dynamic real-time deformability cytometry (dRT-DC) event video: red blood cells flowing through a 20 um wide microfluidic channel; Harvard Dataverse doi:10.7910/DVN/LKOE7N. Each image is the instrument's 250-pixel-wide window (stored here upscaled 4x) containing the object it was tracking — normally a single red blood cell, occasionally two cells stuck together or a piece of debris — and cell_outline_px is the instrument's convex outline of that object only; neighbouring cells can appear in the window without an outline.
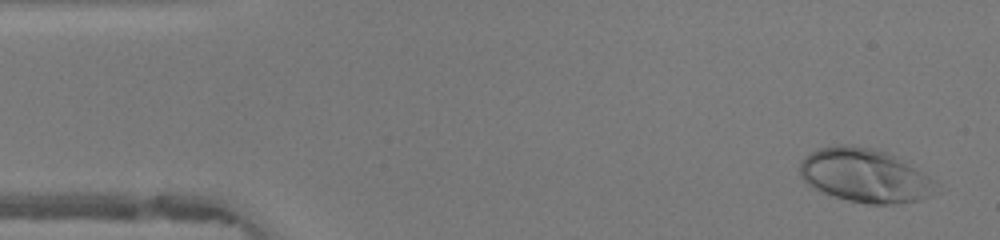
{"species": "human", "species_latin": "Homo sapiens", "temperature_condition": "warm", "stored_images_in_passage": 47, "camera_frame_rate_fps": 3000, "um_per_image_px": 0.085, "donor": {"sex": "female"}, "frame": {"image": 1, "passage_image": 2, "time_ms": 0.333, "image_size_px": [1000, 240], "cell_outline_px": [[932, 180], [928, 196], [916, 200], [896, 204], [868, 204], [848, 200], [812, 188], [800, 176], [800, 160], [804, 156], [816, 148], [836, 144], [852, 144], [872, 148], [888, 152], [896, 156], [928, 176]], "centroid_in_image_um": [73.4, 14.88], "position_along_channel_um": 11.6, "area_um2": 42.14}}
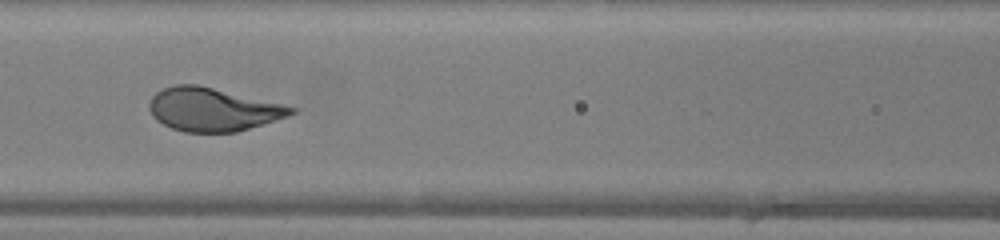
{"frame": {"image": 2, "passage_image": 20, "time_ms": 6.333, "image_size_px": [1000, 240], "cell_outline_px": [[296, 112], [288, 116], [236, 132], [184, 132], [172, 128], [156, 120], [152, 116], [148, 108], [148, 104], [152, 96], [156, 92], [164, 88], [176, 84], [196, 84], [280, 104], [296, 108]], "centroid_in_image_um": [18.02, 9.31], "position_along_channel_um": 148.6, "area_um2": 35.32}}
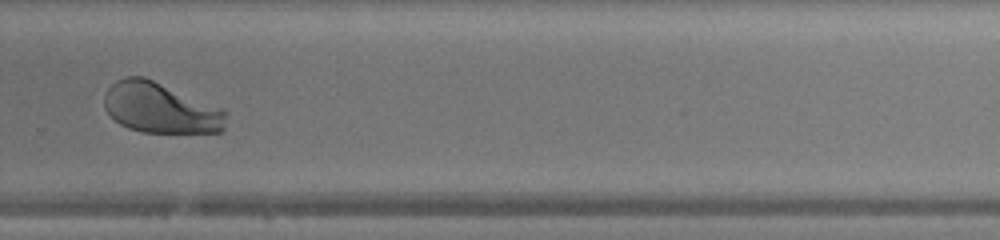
{"frame": {"image": 3, "passage_image": 32, "time_ms": 10.333, "image_size_px": [1000, 240], "cell_outline_px": [[228, 112], [224, 128], [220, 132], [140, 132], [128, 128], [120, 124], [104, 108], [104, 96], [108, 88], [116, 80], [128, 76], [144, 76], [224, 108]], "centroid_in_image_um": [13.66, 9.17], "position_along_channel_um": 316.1, "area_um2": 36.07}, "authors_computed_cell_mechanics": {"area_um2": 36.9342, "velocity_mm_per_s": 4.2029, "shape_relaxation_time_tau1_ms": 1.6423, "shape_relaxation_time_tau2_ms": null, "deformation_change_tau1": 0.166, "deformation_change_tau2": null}}